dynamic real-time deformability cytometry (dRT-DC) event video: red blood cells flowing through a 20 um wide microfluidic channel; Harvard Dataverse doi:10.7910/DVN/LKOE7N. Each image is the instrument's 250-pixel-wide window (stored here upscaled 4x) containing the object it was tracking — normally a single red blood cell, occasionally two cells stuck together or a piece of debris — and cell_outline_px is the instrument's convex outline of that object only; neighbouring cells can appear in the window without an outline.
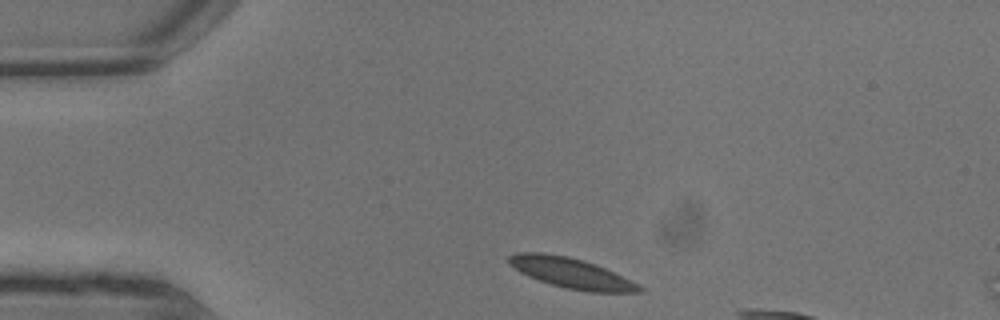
{"species": "common noctule bat (a hibernating species)", "species_latin": "Nyctalus noctula", "temperature_condition": "warm", "stored_images_in_passage": 5, "camera_frame_rate_fps": 3000, "um_per_image_px": 0.085, "animal": {"sex": "male", "body_mass_g": 13.3}, "frame": {"image": 1, "passage_image": 1, "time_ms": 0.0, "image_size_px": [1000, 320], "cell_outline_px": [[644, 292], [588, 292], [568, 288], [552, 284], [528, 276], [520, 272], [508, 264], [508, 256], [516, 252], [544, 252], [568, 256], [596, 264], [644, 288]], "centroid_in_image_um": [48.49, 23.19], "position_along_channel_um": 36.5, "area_um2": 22.72}}
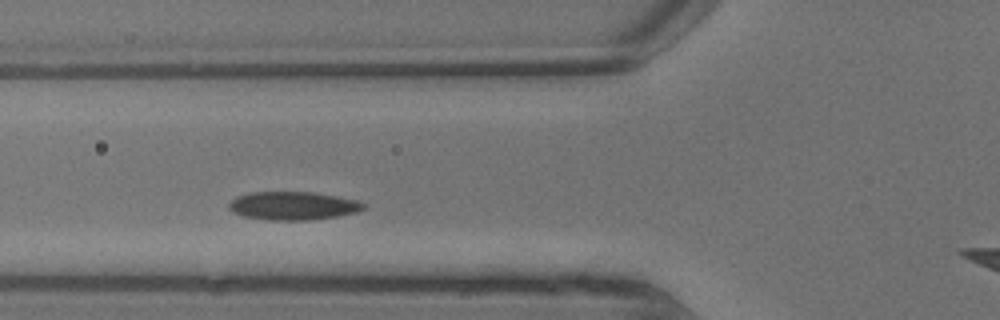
{"frame": {"image": 2, "passage_image": 4, "time_ms": 1.0, "image_size_px": [1000, 320], "cell_outline_px": [[368, 204], [364, 208], [356, 212], [336, 216], [312, 220], [268, 220], [244, 216], [232, 212], [228, 208], [228, 204], [236, 196], [248, 192], [312, 192], [336, 196], [356, 200]], "centroid_in_image_um": [24.88, 17.49], "position_along_channel_um": 100.9, "area_um2": 22.25}}
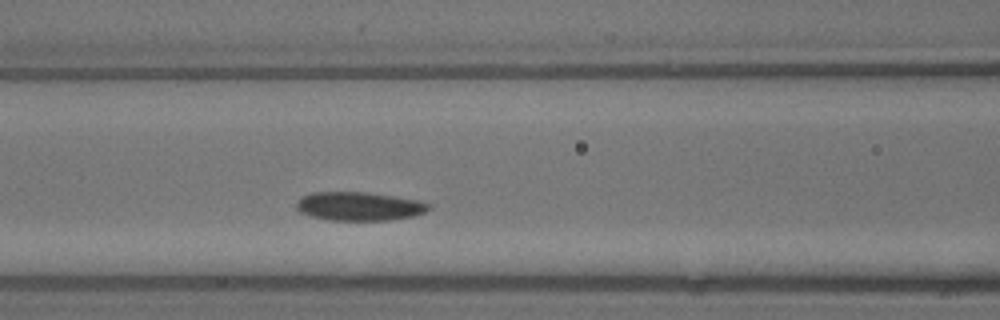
{"frame": {"image": 3, "passage_image": 5, "time_ms": 1.333, "image_size_px": [1000, 320], "cell_outline_px": [[428, 208], [424, 212], [412, 216], [388, 220], [328, 220], [312, 216], [300, 212], [296, 208], [296, 204], [304, 196], [312, 192], [368, 192], [416, 200], [428, 204]], "centroid_in_image_um": [30.48, 17.53], "position_along_channel_um": 136.1, "area_um2": 21.68}}